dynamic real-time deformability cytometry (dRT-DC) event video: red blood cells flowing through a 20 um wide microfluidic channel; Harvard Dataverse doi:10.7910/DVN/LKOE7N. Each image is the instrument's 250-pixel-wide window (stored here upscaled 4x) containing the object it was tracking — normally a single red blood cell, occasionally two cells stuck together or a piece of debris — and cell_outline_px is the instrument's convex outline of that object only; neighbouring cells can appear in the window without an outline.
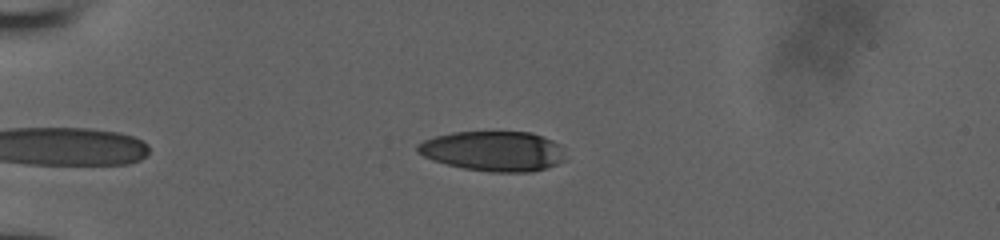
{"species": "human", "species_latin": "Homo sapiens", "temperature_condition": "room temperature", "stored_images_in_passage": 42, "camera_frame_rate_fps": 3000, "um_per_image_px": 0.085, "donor": {"sex": "male"}, "frame": {"image": 1, "passage_image": 4, "time_ms": 1.0, "image_size_px": [1000, 240], "cell_outline_px": [[564, 160], [548, 168], [532, 172], [492, 172], [464, 168], [432, 160], [416, 152], [416, 144], [424, 140], [436, 136], [452, 132], [532, 132], [552, 140], [560, 144], [564, 148]], "centroid_in_image_um": [41.95, 12.84], "position_along_channel_um": 43.1, "area_um2": 34.62}}
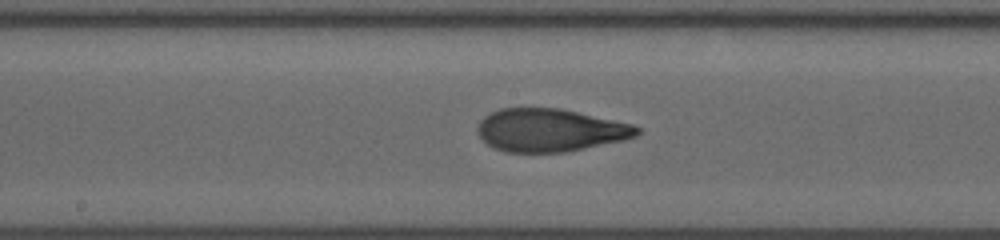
{"frame": {"image": 2, "passage_image": 19, "time_ms": 6.0, "image_size_px": [1000, 240], "cell_outline_px": [[640, 132], [636, 136], [624, 140], [564, 152], [504, 152], [488, 144], [476, 132], [476, 128], [480, 120], [484, 116], [500, 108], [560, 108], [632, 124], [640, 128]], "centroid_in_image_um": [46.74, 11.06], "position_along_channel_um": 201.5, "area_um2": 39.71}}
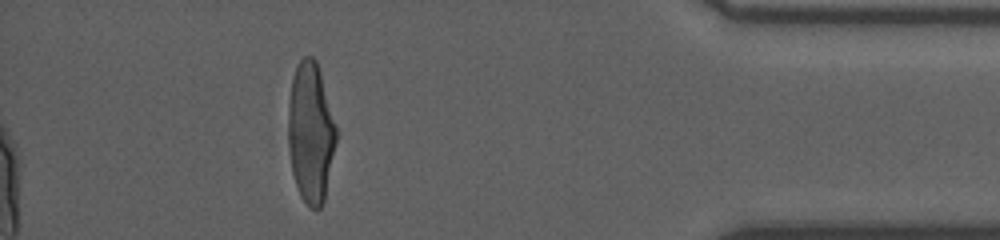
{"frame": {"image": 3, "passage_image": 37, "time_ms": 12.0, "image_size_px": [1000, 240], "cell_outline_px": [[336, 144], [324, 200], [320, 208], [312, 208], [300, 196], [292, 172], [288, 144], [288, 100], [292, 76], [300, 60], [304, 56], [312, 56], [316, 60], [320, 72], [336, 124]], "centroid_in_image_um": [26.39, 11.24], "position_along_channel_um": 408.8, "area_um2": 39.25}}